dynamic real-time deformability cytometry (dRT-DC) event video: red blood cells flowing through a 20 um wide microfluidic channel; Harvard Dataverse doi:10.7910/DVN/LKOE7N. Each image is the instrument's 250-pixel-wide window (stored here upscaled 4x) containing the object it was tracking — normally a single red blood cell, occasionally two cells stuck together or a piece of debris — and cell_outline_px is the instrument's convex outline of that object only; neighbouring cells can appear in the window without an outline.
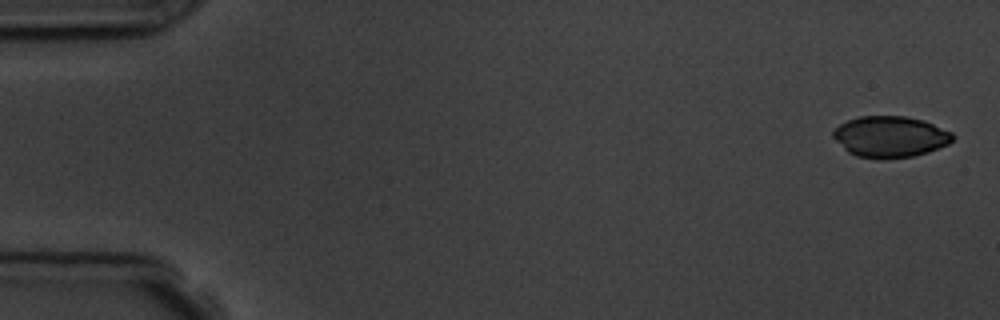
{"species": "common noctule bat (a hibernating species)", "species_latin": "Nyctalus noctula", "temperature_condition": "room temperature", "stored_images_in_passage": 5, "camera_frame_rate_fps": 3000, "um_per_image_px": 0.085, "animal": {"sex": "male", "body_mass_g": 19.5, "forearm_length_mm": 54.6}, "frame": {"image": 1, "passage_image": 1, "time_ms": 0.0, "image_size_px": [1000, 320], "cell_outline_px": [[956, 136], [948, 144], [928, 152], [912, 156], [856, 156], [848, 152], [832, 136], [832, 132], [840, 124], [848, 120], [860, 116], [904, 116], [924, 120], [952, 132]], "centroid_in_image_um": [75.69, 11.58], "position_along_channel_um": 9.3, "area_um2": 27.98}}